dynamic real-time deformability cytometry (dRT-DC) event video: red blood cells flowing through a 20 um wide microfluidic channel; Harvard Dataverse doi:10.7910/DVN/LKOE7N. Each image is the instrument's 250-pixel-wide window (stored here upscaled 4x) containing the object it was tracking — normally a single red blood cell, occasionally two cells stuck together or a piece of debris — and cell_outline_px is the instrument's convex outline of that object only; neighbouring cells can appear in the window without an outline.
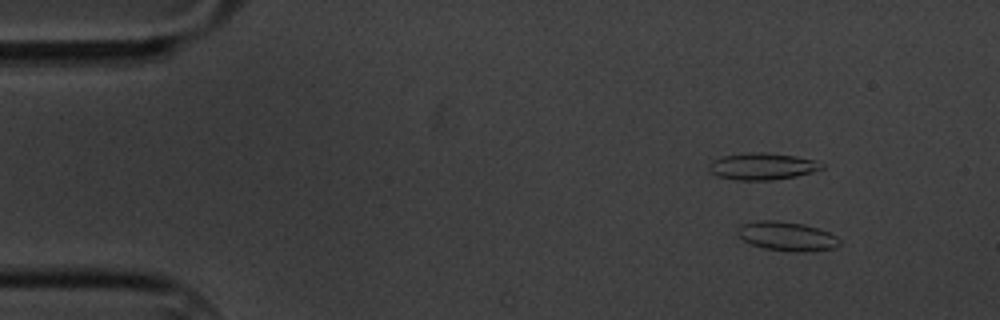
{"species": "common noctule bat (a hibernating species)", "species_latin": "Nyctalus noctula", "temperature_condition": "cold", "stored_images_in_passage": 59, "camera_frame_rate_fps": 3000, "um_per_image_px": 0.085, "animal": {"sex": "male", "body_mass_g": 20.1, "forearm_length_mm": 53.5}, "frame": {"image": 1, "passage_image": 7, "time_ms": 2.0, "image_size_px": [1000, 320], "cell_outline_px": [[840, 244], [836, 248], [804, 252], [796, 252], [764, 248], [752, 244], [744, 240], [736, 232], [736, 228], [740, 224], [756, 220], [776, 220], [804, 224], [828, 232], [836, 236], [840, 240]], "centroid_in_image_um": [66.87, 20.07], "position_along_channel_um": 18.1, "area_um2": 17.4}}
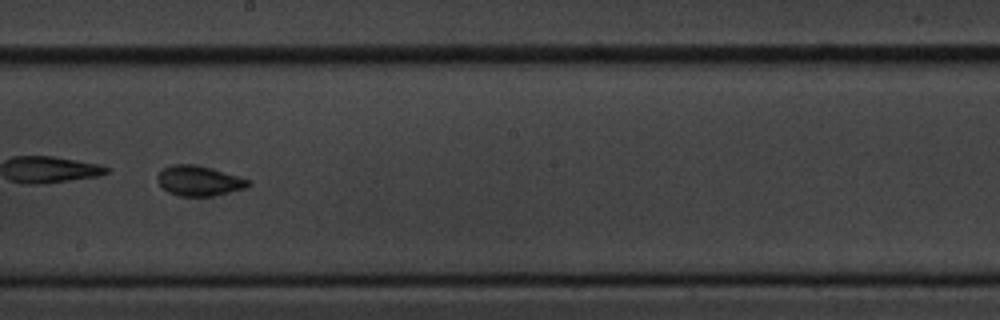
{"frame": {"image": 2, "passage_image": 34, "time_ms": 11.0, "image_size_px": [1000, 320], "cell_outline_px": [[252, 184], [248, 188], [212, 196], [180, 196], [168, 192], [156, 180], [156, 176], [164, 168], [172, 164], [192, 164], [208, 168], [236, 176], [248, 180]], "centroid_in_image_um": [16.9, 15.38], "position_along_channel_um": 231.3, "area_um2": 15.66}}
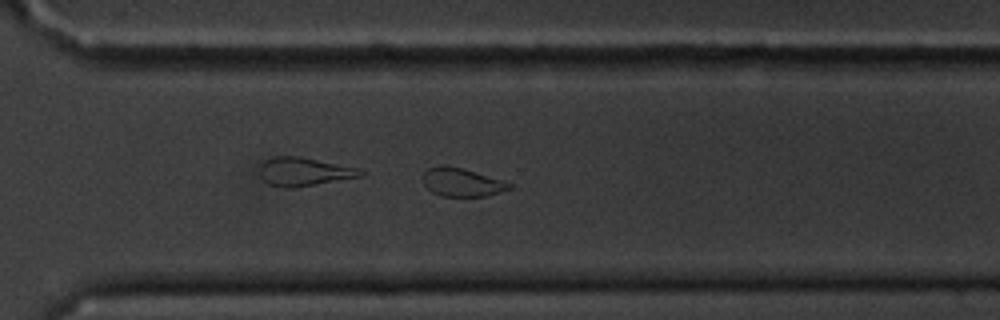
{"frame": {"image": 3, "passage_image": 43, "time_ms": 14.0, "image_size_px": [1000, 320], "cell_outline_px": [[512, 188], [488, 196], [440, 196], [432, 192], [424, 184], [424, 172], [428, 168], [440, 164], [444, 164], [460, 168], [500, 180], [512, 184]], "centroid_in_image_um": [39.23, 15.5], "position_along_channel_um": 331.4, "area_um2": 14.05}, "authors_computed_cell_mechanics": {"area_um2": 16.5308, "velocity_mm_per_s": 3.3516, "shape_relaxation_time_tau1_ms": 4.9977, "shape_relaxation_time_tau2_ms": 1.1556, "deformation_change_tau1": 0.1088, "deformation_change_tau2": 0.0552}}